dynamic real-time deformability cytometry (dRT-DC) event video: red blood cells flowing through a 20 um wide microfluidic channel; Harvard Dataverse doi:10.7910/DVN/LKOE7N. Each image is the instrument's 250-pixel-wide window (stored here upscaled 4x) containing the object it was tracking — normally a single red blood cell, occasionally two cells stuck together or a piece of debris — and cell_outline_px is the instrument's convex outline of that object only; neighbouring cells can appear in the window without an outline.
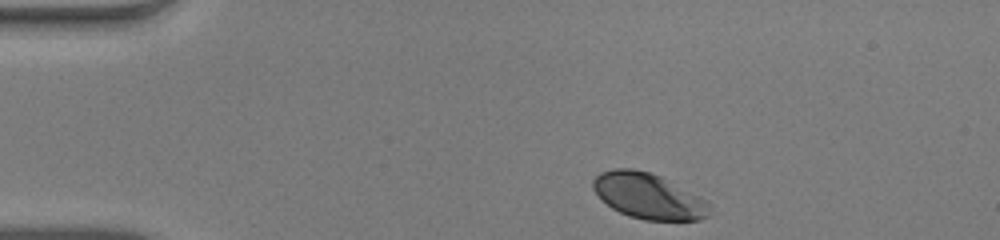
{"species": "human", "species_latin": "Homo sapiens", "temperature_condition": "warm", "stored_images_in_passage": 36, "camera_frame_rate_fps": 3000, "um_per_image_px": 0.085, "donor": {"sex": "male"}, "frame": {"image": 1, "passage_image": 1, "time_ms": 0.0, "image_size_px": [1000, 240], "cell_outline_px": [[712, 204], [708, 216], [700, 220], [644, 220], [628, 216], [612, 208], [592, 188], [592, 180], [600, 172], [612, 168], [632, 168], [648, 172], [660, 176], [708, 200]], "centroid_in_image_um": [55.14, 16.66], "position_along_channel_um": 29.9, "area_um2": 31.04}}
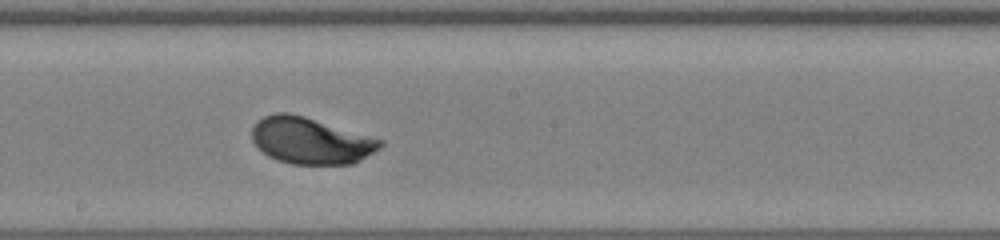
{"frame": {"image": 2, "passage_image": 21, "time_ms": 6.667, "image_size_px": [1000, 240], "cell_outline_px": [[384, 144], [380, 148], [360, 160], [352, 164], [292, 164], [268, 156], [252, 140], [252, 128], [264, 116], [276, 112], [288, 112], [304, 116], [384, 140]], "centroid_in_image_um": [26.43, 11.95], "position_along_channel_um": 221.8, "area_um2": 34.45}}
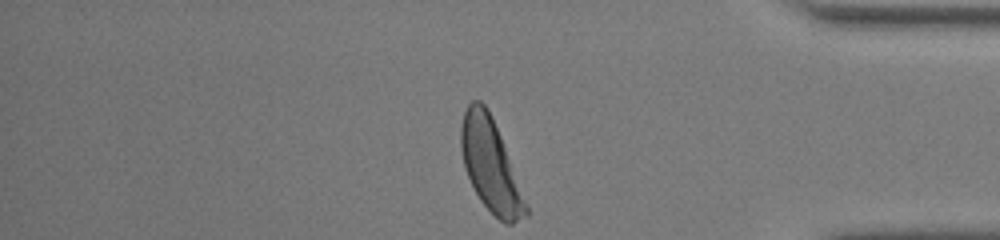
{"frame": {"image": 3, "passage_image": 36, "time_ms": 11.667, "image_size_px": [1000, 240], "cell_outline_px": [[528, 216], [512, 224], [504, 224], [480, 200], [464, 168], [460, 148], [460, 124], [464, 112], [468, 104], [472, 100], [480, 100], [488, 108], [500, 136], [528, 204]], "centroid_in_image_um": [41.69, 14.04], "position_along_channel_um": 393.5, "area_um2": 34.74}, "authors_computed_cell_mechanics": {"area_um2": 34.4199, "velocity_mm_per_s": 3.9042, "shape_relaxation_time_tau1_ms": 1.9026, "shape_relaxation_time_tau2_ms": null, "deformation_change_tau1": 0.1413, "deformation_change_tau2": null}}